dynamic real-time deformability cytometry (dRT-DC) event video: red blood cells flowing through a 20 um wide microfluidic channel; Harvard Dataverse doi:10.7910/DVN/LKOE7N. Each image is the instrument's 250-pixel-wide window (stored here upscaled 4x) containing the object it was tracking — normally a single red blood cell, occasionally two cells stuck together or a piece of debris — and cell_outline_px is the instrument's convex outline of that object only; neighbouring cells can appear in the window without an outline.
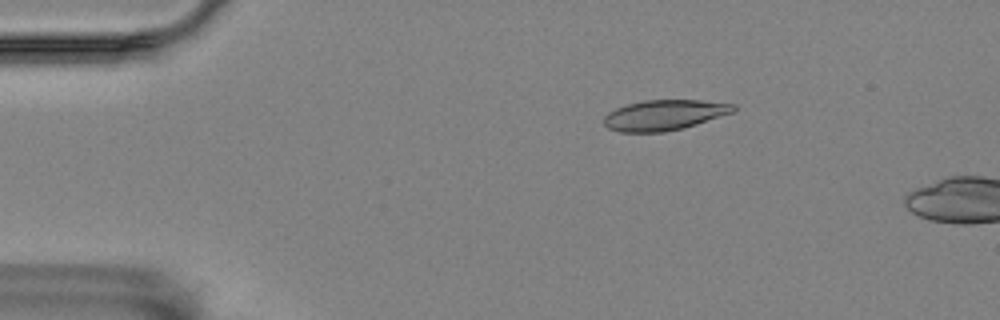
{"species": "Egyptian fruit bat (a non-hibernating species)", "species_latin": "Rousettus aegyptiacus", "temperature_condition": "room temperature", "stored_images_in_passage": 5, "camera_frame_rate_fps": 3000, "um_per_image_px": 0.085, "animal": {"sex": "female"}, "frame": {"image": 1, "passage_image": 2, "time_ms": 0.333, "image_size_px": [1000, 320], "cell_outline_px": [[736, 112], [684, 128], [664, 132], [620, 132], [608, 128], [604, 124], [604, 116], [608, 112], [616, 108], [628, 104], [644, 100], [700, 100], [736, 104]], "centroid_in_image_um": [56.5, 9.78], "position_along_channel_um": 28.5, "area_um2": 23.12}}